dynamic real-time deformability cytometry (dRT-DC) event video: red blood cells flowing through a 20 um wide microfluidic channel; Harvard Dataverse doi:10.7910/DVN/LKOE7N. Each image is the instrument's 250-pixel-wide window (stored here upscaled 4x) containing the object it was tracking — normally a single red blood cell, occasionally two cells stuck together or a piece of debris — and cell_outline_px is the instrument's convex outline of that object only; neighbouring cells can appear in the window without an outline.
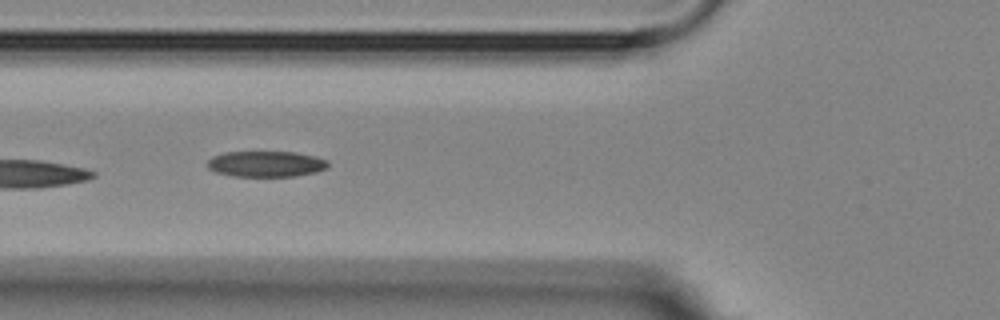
{"species": "Egyptian fruit bat (a non-hibernating species)", "species_latin": "Rousettus aegyptiacus", "temperature_condition": "room temperature", "stored_images_in_passage": 9, "camera_frame_rate_fps": 3000, "um_per_image_px": 0.085, "animal": {"sex": "female"}, "frame": {"image": 1, "passage_image": 6, "time_ms": 5.667, "image_size_px": [1000, 320], "cell_outline_px": [[328, 168], [316, 172], [296, 176], [232, 176], [216, 172], [208, 168], [208, 160], [212, 156], [224, 152], [296, 152], [328, 160]], "centroid_in_image_um": [22.61, 13.93], "position_along_channel_um": 103.2, "area_um2": 18.15}}
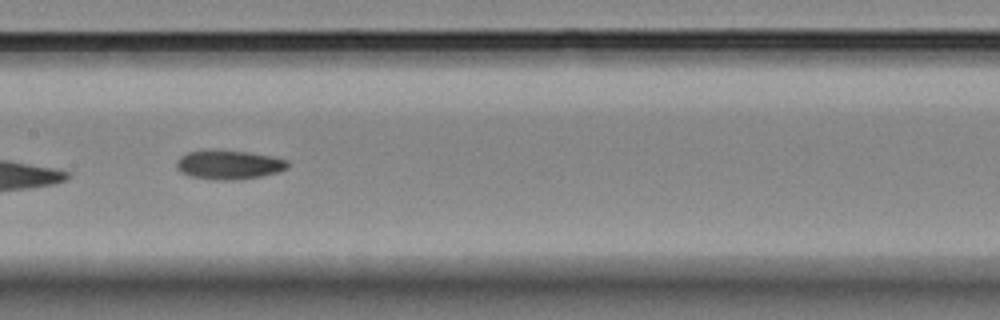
{"frame": {"image": 2, "passage_image": 8, "time_ms": 8.0, "image_size_px": [1000, 320], "cell_outline_px": [[288, 168], [276, 172], [260, 176], [236, 180], [220, 180], [192, 176], [180, 172], [176, 168], [176, 160], [180, 156], [188, 152], [204, 148], [216, 148], [248, 152], [272, 156], [288, 160]], "centroid_in_image_um": [19.4, 13.96], "position_along_channel_um": 188.0, "area_um2": 19.25}}